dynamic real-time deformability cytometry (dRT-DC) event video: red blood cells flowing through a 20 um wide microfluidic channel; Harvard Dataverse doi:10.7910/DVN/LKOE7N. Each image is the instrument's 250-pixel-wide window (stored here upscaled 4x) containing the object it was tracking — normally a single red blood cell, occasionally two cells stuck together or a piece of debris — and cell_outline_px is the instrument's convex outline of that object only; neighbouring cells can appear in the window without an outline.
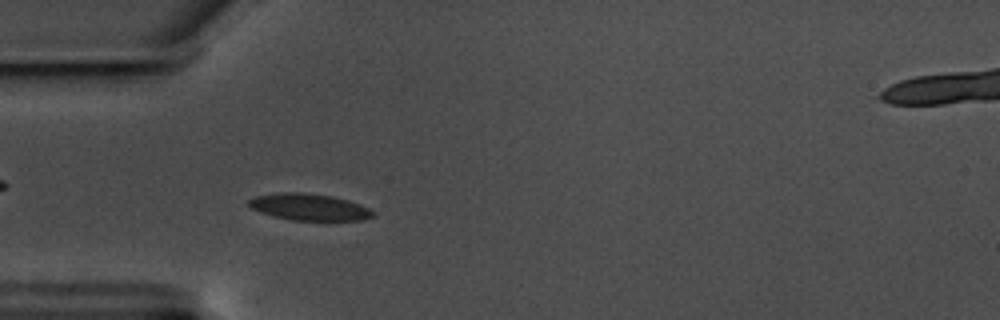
{"species": "common noctule bat (a hibernating species)", "species_latin": "Nyctalus noctula", "temperature_condition": "warm", "stored_images_in_passage": 54, "camera_frame_rate_fps": 3000, "um_per_image_px": 0.085, "animal": {"sex": "male", "body_mass_g": 17.5, "forearm_length_mm": 52.3}, "frame": {"image": 1, "passage_image": 15, "time_ms": 4.667, "image_size_px": [1000, 320], "cell_outline_px": [[376, 212], [372, 216], [364, 220], [292, 220], [272, 216], [260, 212], [252, 208], [248, 204], [248, 200], [256, 196], [276, 192], [304, 192], [332, 196], [348, 200], [360, 204]], "centroid_in_image_um": [26.27, 17.59], "position_along_channel_um": 58.7, "area_um2": 19.36}}
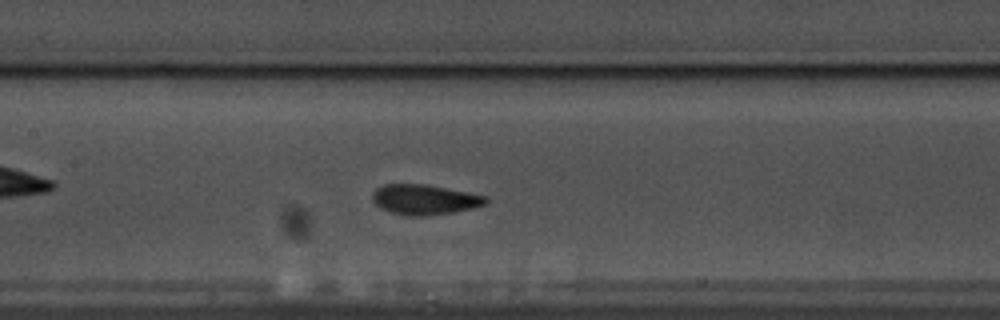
{"frame": {"image": 2, "passage_image": 25, "time_ms": 8.0, "image_size_px": [1000, 320], "cell_outline_px": [[488, 200], [484, 204], [472, 208], [452, 212], [424, 216], [408, 216], [388, 212], [380, 208], [372, 200], [372, 192], [376, 188], [384, 184], [424, 184], [488, 196]], "centroid_in_image_um": [36.04, 16.96], "position_along_channel_um": 171.4, "area_um2": 19.88}}
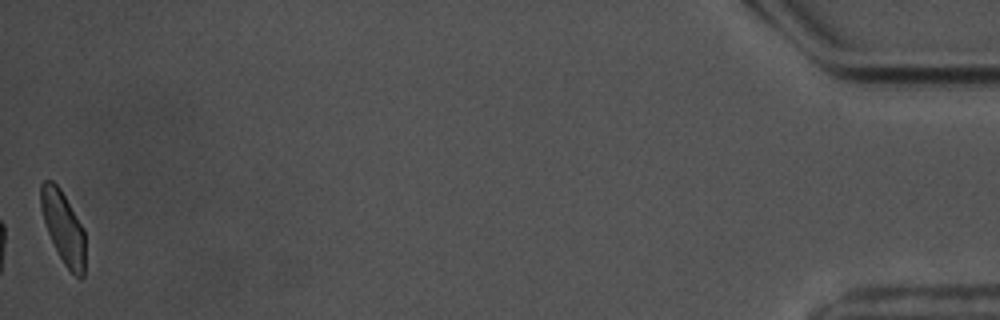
{"frame": {"image": 3, "passage_image": 54, "time_ms": 17.667, "image_size_px": [1000, 320], "cell_outline_px": [[84, 276], [80, 280], [64, 264], [48, 232], [40, 208], [40, 184], [44, 180], [52, 180], [60, 188], [84, 228]], "centroid_in_image_um": [5.37, 19.29], "position_along_channel_um": 429.8, "area_um2": 18.5}, "authors_computed_cell_mechanics": {"area_um2": 19.0162, "velocity_mm_per_s": 3.4918, "shape_relaxation_time_tau1_ms": 8.7036, "shape_relaxation_time_tau2_ms": 0.9869, "deformation_change_tau1": 0.2057, "deformation_change_tau2": 0.0529}}